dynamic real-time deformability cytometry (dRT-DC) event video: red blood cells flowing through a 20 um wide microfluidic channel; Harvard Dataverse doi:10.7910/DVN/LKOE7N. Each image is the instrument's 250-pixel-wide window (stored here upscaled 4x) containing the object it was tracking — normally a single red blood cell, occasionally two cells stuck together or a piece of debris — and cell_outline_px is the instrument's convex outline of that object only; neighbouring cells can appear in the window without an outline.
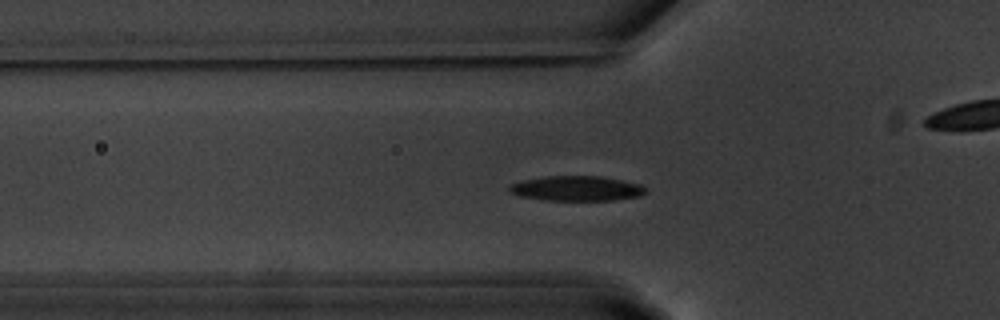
{"species": "common noctule bat (a hibernating species)", "species_latin": "Nyctalus noctula", "temperature_condition": "warm", "stored_images_in_passage": 19, "camera_frame_rate_fps": 3000, "um_per_image_px": 0.085, "animal": {"sex": "male", "body_mass_g": 20.1, "forearm_length_mm": 53.5}, "frame": {"image": 1, "passage_image": 19, "time_ms": 6.0, "image_size_px": [1000, 320], "cell_outline_px": [[648, 192], [640, 196], [612, 200], [544, 200], [520, 196], [508, 192], [508, 188], [512, 184], [524, 180], [544, 176], [604, 176], [640, 184], [648, 188]], "centroid_in_image_um": [49.05, 16.01], "position_along_channel_um": 76.7, "area_um2": 19.94}}